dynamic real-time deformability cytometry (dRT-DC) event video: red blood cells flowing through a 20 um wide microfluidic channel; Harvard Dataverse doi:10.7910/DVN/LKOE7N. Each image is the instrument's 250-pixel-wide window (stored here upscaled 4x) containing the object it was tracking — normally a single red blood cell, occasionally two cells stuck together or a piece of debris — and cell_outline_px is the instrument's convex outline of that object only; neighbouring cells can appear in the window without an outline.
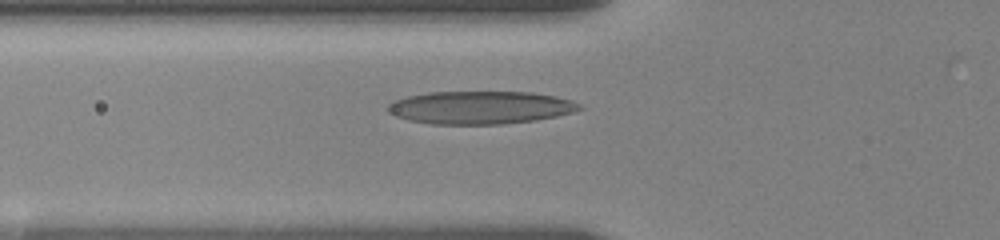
{"species": "human", "species_latin": "Homo sapiens", "temperature_condition": "room temperature", "stored_images_in_passage": 34, "camera_frame_rate_fps": 3000, "um_per_image_px": 0.085, "donor": {"sex": "female"}, "frame": {"image": 1, "passage_image": 7, "time_ms": 2.333, "image_size_px": [1000, 240], "cell_outline_px": [[584, 108], [572, 112], [556, 116], [536, 120], [500, 124], [432, 124], [408, 120], [396, 116], [388, 112], [384, 108], [392, 100], [408, 96], [428, 92], [532, 92], [556, 96], [572, 100], [580, 104]], "centroid_in_image_um": [40.8, 9.13], "position_along_channel_um": 85.0, "area_um2": 36.93}}
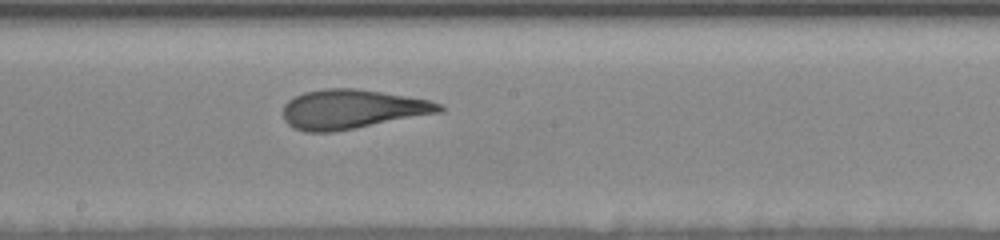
{"frame": {"image": 2, "passage_image": 17, "time_ms": 6.0, "image_size_px": [1000, 240], "cell_outline_px": [[444, 112], [356, 128], [332, 132], [304, 132], [292, 128], [284, 120], [284, 104], [288, 100], [304, 92], [324, 88], [356, 88], [428, 100], [440, 104], [444, 108]], "centroid_in_image_um": [29.9, 9.29], "position_along_channel_um": 218.3, "area_um2": 35.78}}
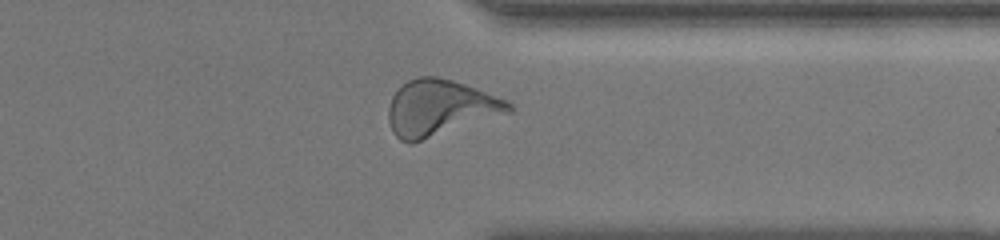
{"frame": {"image": 3, "passage_image": 27, "time_ms": 10.333, "image_size_px": [1000, 240], "cell_outline_px": [[512, 112], [412, 144], [408, 144], [400, 140], [392, 132], [388, 120], [388, 108], [392, 96], [408, 80], [416, 76], [436, 76], [452, 80], [476, 88], [504, 100], [512, 104]], "centroid_in_image_um": [37.37, 9.19], "position_along_channel_um": 374.0, "area_um2": 39.25}, "authors_computed_cell_mechanics": {"area_um2": 35.5181, "velocity_mm_per_s": 3.623, "shape_relaxation_time_tau1_ms": 5.0846, "shape_relaxation_time_tau2_ms": 1.271, "deformation_change_tau1": 0.2048, "deformation_change_tau2": 0.0985}}